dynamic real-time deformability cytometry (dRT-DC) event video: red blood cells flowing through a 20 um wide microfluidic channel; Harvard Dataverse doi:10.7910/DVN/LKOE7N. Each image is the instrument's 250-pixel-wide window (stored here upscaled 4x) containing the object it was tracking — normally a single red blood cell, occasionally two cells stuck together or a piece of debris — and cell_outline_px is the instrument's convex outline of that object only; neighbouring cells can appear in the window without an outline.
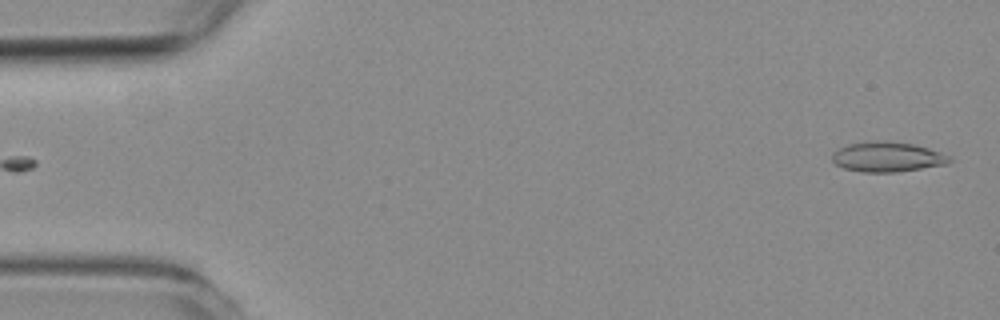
{"species": "common noctule bat (a hibernating species)", "species_latin": "Nyctalus noctula", "temperature_condition": "room temperature", "stored_images_in_passage": 56, "camera_frame_rate_fps": 3000, "um_per_image_px": 0.085, "animal": {"sex": "female", "body_mass_g": 19.3, "forearm_length_mm": 54.1}, "frame": {"image": 1, "passage_image": 1, "time_ms": 0.0, "image_size_px": [1000, 320], "cell_outline_px": [[952, 160], [948, 164], [896, 172], [860, 172], [844, 168], [836, 164], [832, 160], [832, 152], [848, 144], [872, 140], [884, 140], [912, 144], [928, 148], [952, 156]], "centroid_in_image_um": [75.43, 13.33], "position_along_channel_um": 9.6, "area_um2": 20.63}}
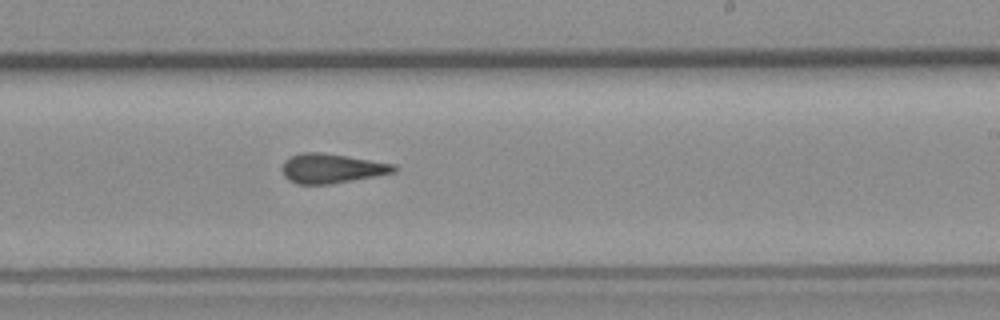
{"frame": {"image": 2, "passage_image": 33, "time_ms": 10.667, "image_size_px": [1000, 320], "cell_outline_px": [[396, 172], [332, 184], [296, 184], [288, 180], [284, 176], [280, 168], [284, 160], [292, 156], [304, 152], [316, 152], [348, 156], [396, 164]], "centroid_in_image_um": [28.16, 14.32], "position_along_channel_um": 260.8, "area_um2": 19.31}}
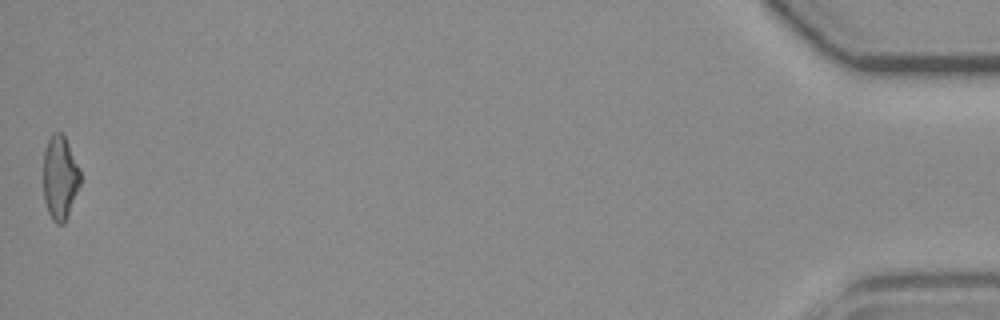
{"frame": {"image": 3, "passage_image": 56, "time_ms": 18.333, "image_size_px": [1000, 320], "cell_outline_px": [[80, 184], [68, 216], [64, 224], [56, 224], [52, 220], [48, 212], [44, 200], [44, 148], [52, 132], [60, 132], [64, 136], [80, 168]], "centroid_in_image_um": [5.09, 15.11], "position_along_channel_um": 430.1, "area_um2": 18.09}, "authors_computed_cell_mechanics": {"area_um2": 19.2763, "velocity_mm_per_s": 3.5614, "shape_relaxation_time_tau1_ms": null, "shape_relaxation_time_tau2_ms": 2.4005, "deformation_change_tau1": null, "deformation_change_tau2": 0.1093}}